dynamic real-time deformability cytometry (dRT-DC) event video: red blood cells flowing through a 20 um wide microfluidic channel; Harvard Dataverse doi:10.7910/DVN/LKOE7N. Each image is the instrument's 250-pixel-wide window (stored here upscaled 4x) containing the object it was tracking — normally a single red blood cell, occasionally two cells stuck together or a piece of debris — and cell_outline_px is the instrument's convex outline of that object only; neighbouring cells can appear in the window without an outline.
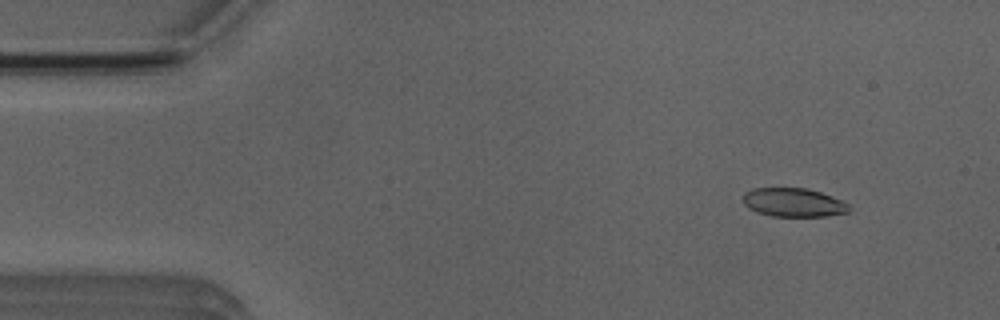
{"species": "Egyptian fruit bat (a non-hibernating species)", "species_latin": "Rousettus aegyptiacus", "temperature_condition": "room temperature", "stored_images_in_passage": 6, "camera_frame_rate_fps": 3000, "um_per_image_px": 0.085, "animal": {"sex": "male"}, "frame": {"image": 1, "passage_image": 1, "time_ms": 0.0, "image_size_px": [1000, 320], "cell_outline_px": [[848, 212], [824, 216], [772, 216], [756, 212], [744, 204], [744, 192], [752, 188], [808, 188], [832, 196], [848, 204]], "centroid_in_image_um": [67.42, 17.2], "position_along_channel_um": 17.6, "area_um2": 17.57}}
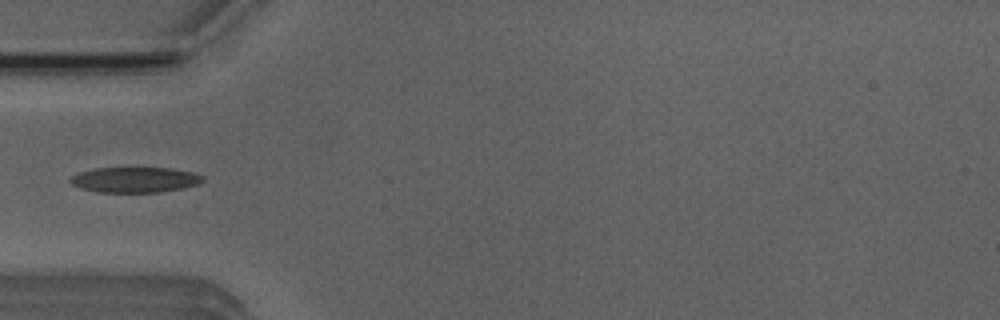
{"frame": {"image": 2, "passage_image": 4, "time_ms": 3.667, "image_size_px": [1000, 320], "cell_outline_px": [[204, 180], [200, 184], [184, 188], [160, 192], [96, 192], [80, 188], [72, 184], [68, 180], [72, 176], [80, 172], [96, 168], [172, 168], [196, 172], [204, 176]], "centroid_in_image_um": [11.52, 15.28], "position_along_channel_um": 73.5, "area_um2": 19.83}}